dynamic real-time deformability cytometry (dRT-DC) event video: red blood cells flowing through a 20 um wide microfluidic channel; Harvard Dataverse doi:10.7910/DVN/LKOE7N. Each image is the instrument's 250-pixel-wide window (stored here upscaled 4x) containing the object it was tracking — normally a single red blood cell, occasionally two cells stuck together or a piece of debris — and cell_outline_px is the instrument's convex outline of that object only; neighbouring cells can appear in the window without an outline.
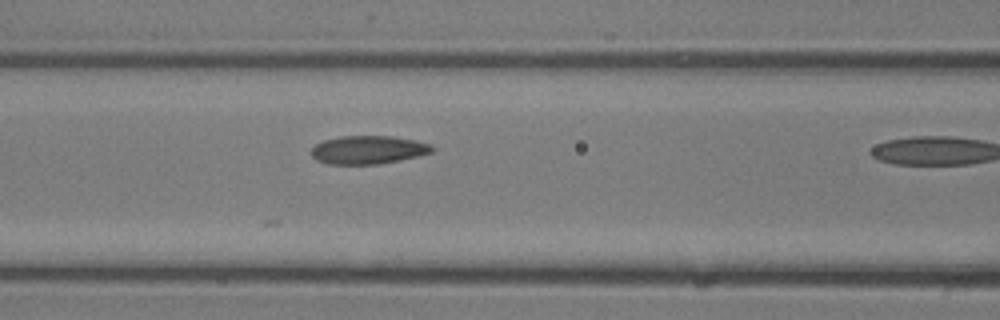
{"species": "common noctule bat (a hibernating species)", "species_latin": "Nyctalus noctula", "temperature_condition": "room temperature", "stored_images_in_passage": 8, "camera_frame_rate_fps": 3000, "um_per_image_px": 0.085, "animal": {"sex": "male", "body_mass_g": 13.3}, "frame": {"image": 1, "passage_image": 7, "time_ms": 2.0, "image_size_px": [1000, 320], "cell_outline_px": [[436, 148], [432, 152], [400, 160], [376, 164], [328, 164], [316, 160], [312, 156], [312, 148], [316, 144], [324, 140], [340, 136], [392, 136], [416, 140], [432, 144]], "centroid_in_image_um": [31.32, 12.73], "position_along_channel_um": 135.3, "area_um2": 19.94}}